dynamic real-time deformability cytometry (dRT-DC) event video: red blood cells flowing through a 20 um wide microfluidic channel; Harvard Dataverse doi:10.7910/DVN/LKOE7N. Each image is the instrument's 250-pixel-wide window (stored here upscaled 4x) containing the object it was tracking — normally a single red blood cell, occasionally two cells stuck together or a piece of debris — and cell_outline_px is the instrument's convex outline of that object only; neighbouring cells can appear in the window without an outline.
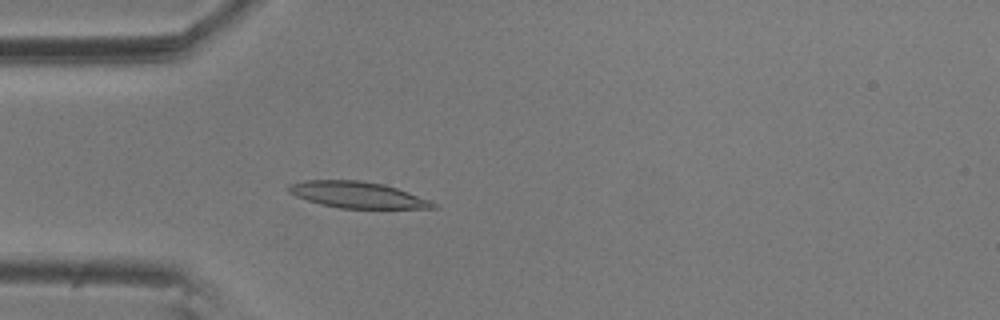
{"species": "common noctule bat (a hibernating species)", "species_latin": "Nyctalus noctula", "temperature_condition": "room temperature", "stored_images_in_passage": 5, "camera_frame_rate_fps": 3000, "um_per_image_px": 0.085, "animal": {"sex": "male", "body_mass_g": 20.5, "forearm_length_mm": 52.5}, "frame": {"image": 1, "passage_image": 5, "time_ms": 1.333, "image_size_px": [1000, 320], "cell_outline_px": [[440, 208], [340, 208], [320, 204], [296, 196], [288, 192], [284, 188], [288, 184], [304, 180], [360, 180], [384, 184], [432, 200]], "centroid_in_image_um": [30.36, 16.55], "position_along_channel_um": 54.6, "area_um2": 22.25}}